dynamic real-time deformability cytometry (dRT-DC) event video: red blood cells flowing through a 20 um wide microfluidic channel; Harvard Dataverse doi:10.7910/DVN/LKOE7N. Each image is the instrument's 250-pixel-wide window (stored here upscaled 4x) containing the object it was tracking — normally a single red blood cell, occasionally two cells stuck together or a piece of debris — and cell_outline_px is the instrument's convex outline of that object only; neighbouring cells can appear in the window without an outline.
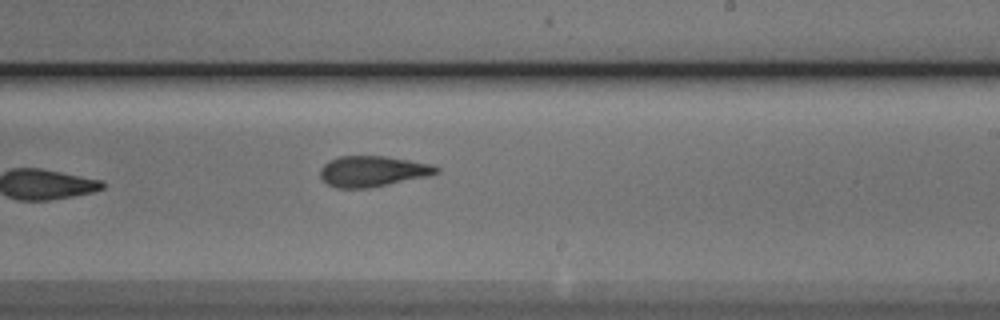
{"species": "Egyptian fruit bat (a non-hibernating species)", "species_latin": "Rousettus aegyptiacus", "temperature_condition": "cold", "stored_images_in_passage": 7, "camera_frame_rate_fps": 3000, "um_per_image_px": 0.085, "animal": {"sex": "male"}, "frame": {"image": 1, "passage_image": 7, "time_ms": 7.0, "image_size_px": [1000, 320], "cell_outline_px": [[440, 172], [428, 176], [368, 188], [336, 188], [328, 184], [320, 176], [320, 168], [328, 160], [340, 156], [384, 156], [432, 164], [440, 168]], "centroid_in_image_um": [31.67, 14.55], "position_along_channel_um": 257.3, "area_um2": 20.75}}